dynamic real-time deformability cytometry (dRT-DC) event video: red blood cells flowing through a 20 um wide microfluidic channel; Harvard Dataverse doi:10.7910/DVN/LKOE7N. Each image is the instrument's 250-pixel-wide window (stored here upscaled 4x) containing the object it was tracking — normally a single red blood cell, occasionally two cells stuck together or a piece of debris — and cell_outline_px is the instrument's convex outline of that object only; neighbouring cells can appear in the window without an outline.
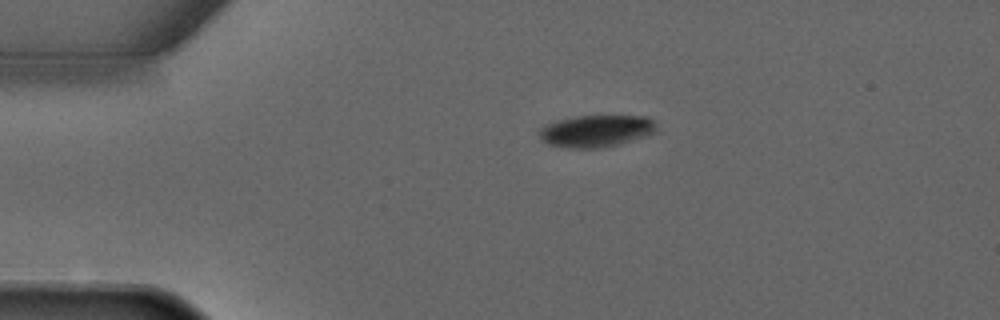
{"species": "common noctule bat (a hibernating species)", "species_latin": "Nyctalus noctula", "temperature_condition": "warm", "stored_images_in_passage": 2, "camera_frame_rate_fps": 3000, "um_per_image_px": 0.085, "animal": {"sex": "male", "forearm_length_mm": 52.5}, "frame": {"image": 1, "passage_image": 1, "time_ms": 0.0, "image_size_px": [1000, 320], "cell_outline_px": [[656, 132], [620, 144], [600, 148], [568, 148], [548, 144], [540, 136], [540, 128], [548, 124], [560, 120], [576, 116], [648, 116], [656, 124]], "centroid_in_image_um": [50.71, 11.14], "position_along_channel_um": 34.3, "area_um2": 21.62}}